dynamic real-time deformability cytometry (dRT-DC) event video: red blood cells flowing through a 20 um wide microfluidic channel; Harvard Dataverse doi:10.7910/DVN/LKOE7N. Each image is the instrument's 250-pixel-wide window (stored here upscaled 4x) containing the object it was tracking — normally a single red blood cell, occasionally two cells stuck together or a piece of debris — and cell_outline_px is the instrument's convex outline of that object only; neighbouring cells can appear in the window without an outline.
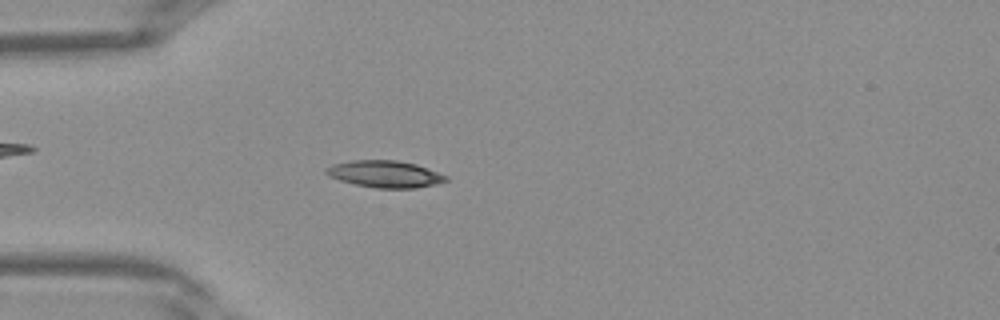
{"species": "Egyptian fruit bat (a non-hibernating species)", "species_latin": "Rousettus aegyptiacus", "temperature_condition": "warm", "stored_images_in_passage": 40, "camera_frame_rate_fps": 3000, "um_per_image_px": 0.085, "frame": {"image": 1, "passage_image": 11, "time_ms": 3.333, "image_size_px": [1000, 320], "cell_outline_px": [[448, 180], [436, 184], [416, 188], [376, 188], [356, 184], [340, 180], [328, 176], [324, 172], [332, 164], [352, 160], [396, 160], [416, 164], [448, 176]], "centroid_in_image_um": [32.73, 14.79], "position_along_channel_um": 52.3, "area_um2": 18.67}}
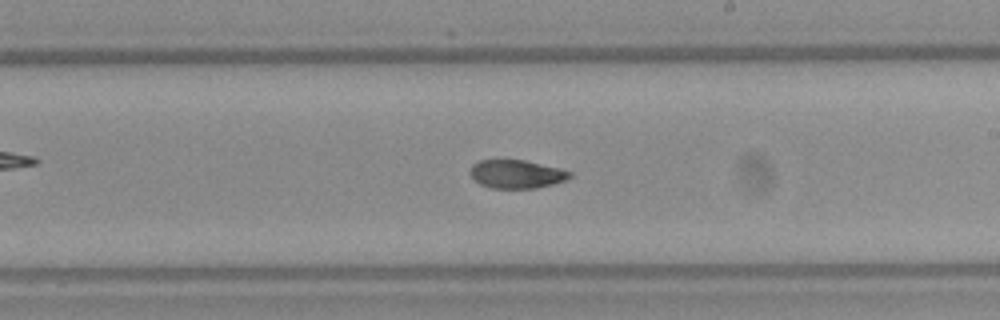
{"frame": {"image": 2, "passage_image": 23, "time_ms": 7.333, "image_size_px": [1000, 320], "cell_outline_px": [[572, 176], [568, 180], [536, 188], [492, 188], [480, 184], [468, 172], [472, 164], [480, 160], [524, 160], [572, 172]], "centroid_in_image_um": [43.89, 14.8], "position_along_channel_um": 245.1, "area_um2": 16.36}}
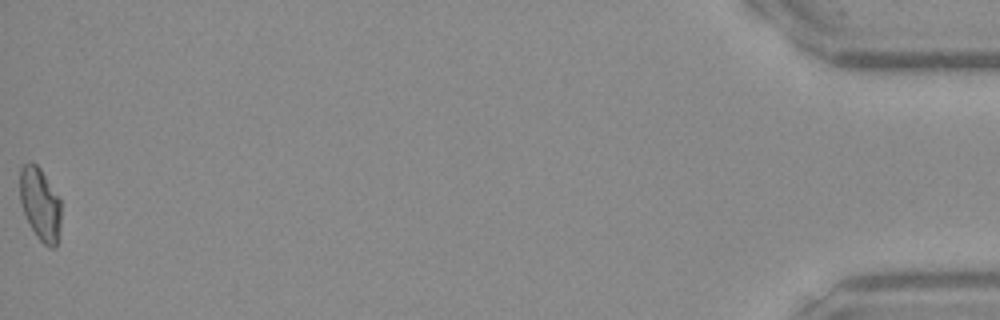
{"frame": {"image": 3, "passage_image": 40, "time_ms": 13.0, "image_size_px": [1000, 320], "cell_outline_px": [[60, 228], [56, 248], [48, 248], [36, 236], [24, 212], [20, 200], [20, 168], [28, 160], [32, 160], [40, 168], [60, 200]], "centroid_in_image_um": [3.41, 17.34], "position_along_channel_um": 431.8, "area_um2": 17.4}}